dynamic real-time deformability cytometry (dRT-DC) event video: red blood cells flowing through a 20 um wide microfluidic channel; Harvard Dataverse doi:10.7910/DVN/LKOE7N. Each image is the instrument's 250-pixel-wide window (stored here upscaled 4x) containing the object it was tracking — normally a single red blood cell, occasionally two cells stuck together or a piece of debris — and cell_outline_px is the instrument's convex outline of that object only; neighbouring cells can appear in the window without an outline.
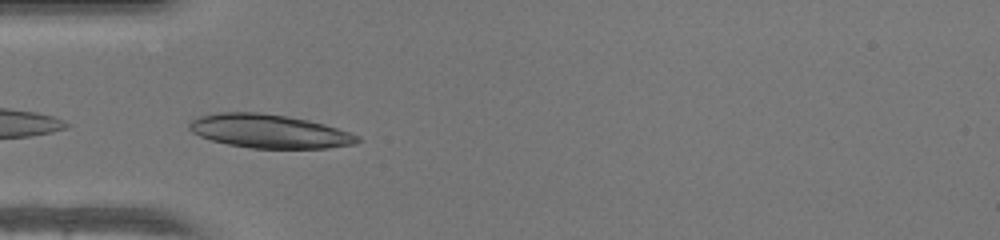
{"species": "human", "species_latin": "Homo sapiens", "temperature_condition": "warm", "stored_images_in_passage": 34, "camera_frame_rate_fps": 3000, "um_per_image_px": 0.085, "donor": {"sex": "female"}, "frame": {"image": 1, "passage_image": 1, "time_ms": 0.0, "image_size_px": [1000, 240], "cell_outline_px": [[360, 140], [356, 144], [328, 148], [252, 148], [228, 144], [212, 140], [200, 136], [192, 132], [188, 128], [188, 124], [192, 120], [200, 116], [220, 112], [256, 112], [288, 116], [308, 120], [324, 124], [360, 136]], "centroid_in_image_um": [22.89, 11.15], "position_along_channel_um": 62.1, "area_um2": 32.83}}
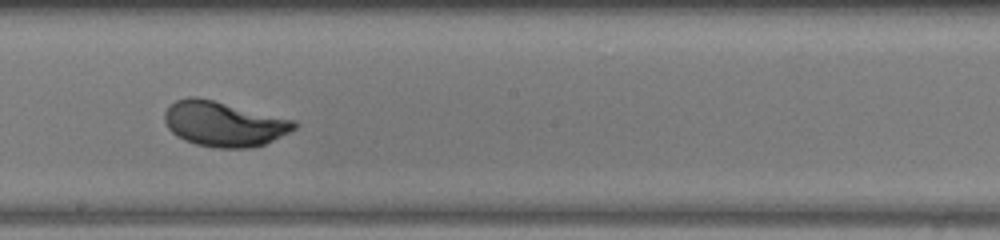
{"frame": {"image": 2, "passage_image": 13, "time_ms": 4.0, "image_size_px": [1000, 240], "cell_outline_px": [[300, 124], [296, 128], [264, 144], [248, 148], [216, 148], [196, 144], [184, 140], [176, 136], [168, 128], [164, 120], [164, 112], [176, 100], [188, 96], [196, 96], [296, 120]], "centroid_in_image_um": [19.02, 10.53], "position_along_channel_um": 229.2, "area_um2": 33.99}}
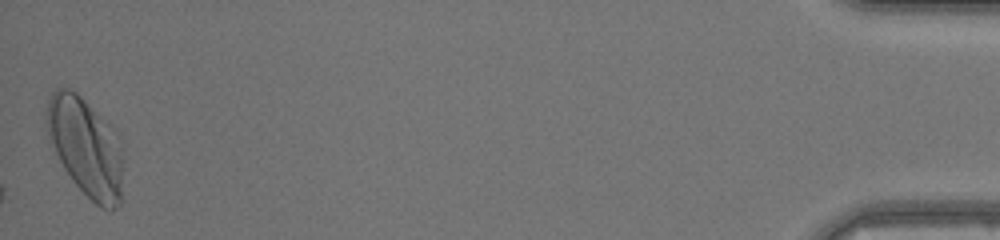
{"frame": {"image": 3, "passage_image": 34, "time_ms": 11.0, "image_size_px": [1000, 240], "cell_outline_px": [[120, 204], [112, 212], [100, 208], [72, 180], [64, 168], [56, 152], [48, 132], [44, 120], [48, 100], [52, 92], [56, 88], [68, 88], [76, 92], [112, 124], [120, 136]], "centroid_in_image_um": [7.28, 12.45], "position_along_channel_um": 427.9, "area_um2": 43.64}, "authors_computed_cell_mechanics": {"area_um2": 34.0442, "velocity_mm_per_s": 4.2429, "shape_relaxation_time_tau1_ms": 2.7231, "shape_relaxation_time_tau2_ms": null, "deformation_change_tau1": 0.1914, "deformation_change_tau2": null}}